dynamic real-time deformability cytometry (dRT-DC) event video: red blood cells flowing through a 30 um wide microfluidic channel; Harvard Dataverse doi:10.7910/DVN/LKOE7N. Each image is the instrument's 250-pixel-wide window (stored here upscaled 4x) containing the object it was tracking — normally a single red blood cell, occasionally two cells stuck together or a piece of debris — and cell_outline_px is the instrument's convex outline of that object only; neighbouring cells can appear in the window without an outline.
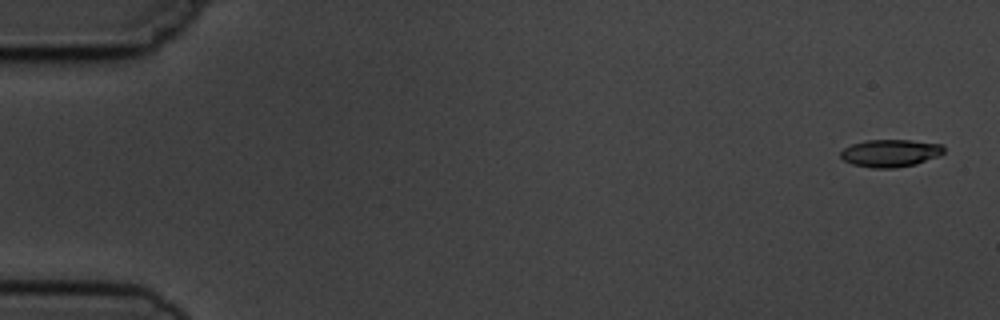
{"species": "common noctule bat (a hibernating species)", "species_latin": "Nyctalus noctula", "temperature_condition": "cold", "stored_images_in_passage": 6, "camera_frame_rate_fps": 3000, "um_per_image_px": 0.085, "animal": {"sex": "male", "body_mass_g": 19.5, "forearm_length_mm": 54.6}, "frame": {"image": 1, "passage_image": 1, "time_ms": 0.0, "image_size_px": [1000, 320], "cell_outline_px": [[944, 152], [940, 156], [916, 164], [892, 168], [872, 168], [852, 164], [844, 160], [840, 156], [840, 152], [844, 148], [852, 144], [864, 140], [908, 140], [940, 144], [944, 148]], "centroid_in_image_um": [75.67, 13.02], "position_along_channel_um": 9.3, "area_um2": 16.53}}
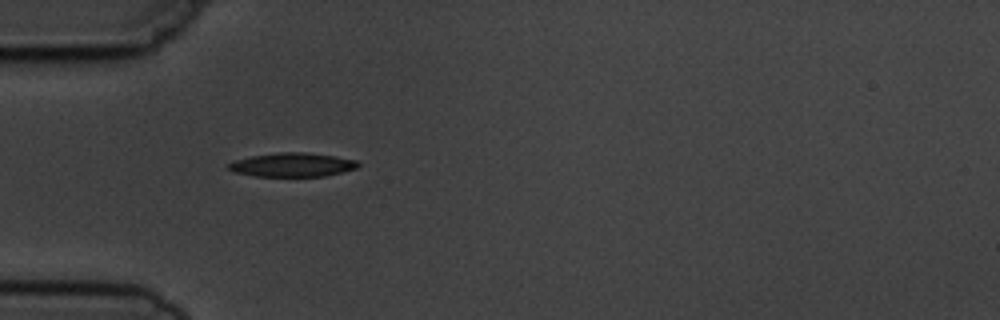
{"frame": {"image": 2, "passage_image": 5, "time_ms": 5.0, "image_size_px": [1000, 320], "cell_outline_px": [[360, 164], [356, 168], [324, 176], [256, 176], [236, 172], [228, 168], [228, 164], [236, 160], [252, 156], [280, 152], [304, 152], [336, 156], [356, 160]], "centroid_in_image_um": [24.87, 14.0], "position_along_channel_um": 60.1, "area_um2": 17.74}}
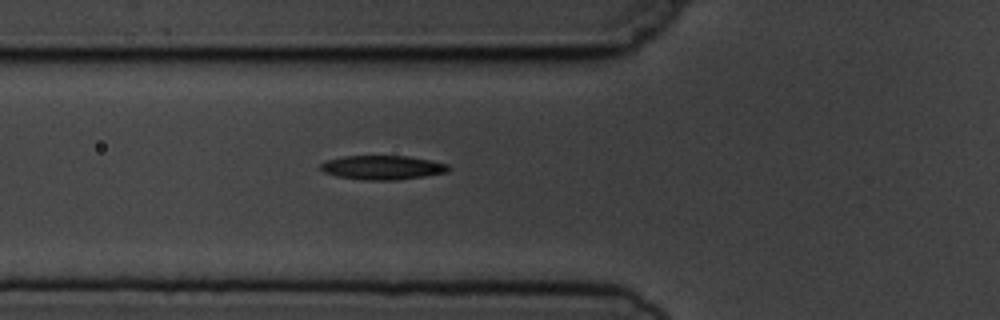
{"frame": {"image": 3, "passage_image": 6, "time_ms": 6.0, "image_size_px": [1000, 320], "cell_outline_px": [[452, 168], [448, 172], [424, 176], [396, 180], [360, 180], [336, 176], [324, 172], [320, 168], [320, 164], [328, 160], [344, 156], [408, 156], [448, 164]], "centroid_in_image_um": [32.52, 14.24], "position_along_channel_um": 93.3, "area_um2": 17.98}}